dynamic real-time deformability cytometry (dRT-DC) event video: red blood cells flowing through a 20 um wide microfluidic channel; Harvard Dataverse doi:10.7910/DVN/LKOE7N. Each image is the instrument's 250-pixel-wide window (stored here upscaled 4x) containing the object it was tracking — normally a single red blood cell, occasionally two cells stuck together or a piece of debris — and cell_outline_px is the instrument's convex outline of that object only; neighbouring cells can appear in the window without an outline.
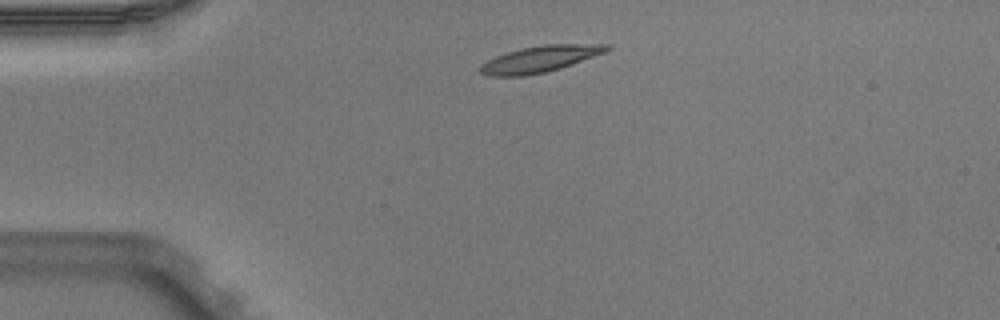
{"species": "Egyptian fruit bat (a non-hibernating species)", "species_latin": "Rousettus aegyptiacus", "temperature_condition": "warm", "stored_images_in_passage": 2, "camera_frame_rate_fps": 3000, "um_per_image_px": 0.085, "animal": {"sex": "male"}, "frame": {"image": 1, "passage_image": 1, "time_ms": 0.0, "image_size_px": [1000, 320], "cell_outline_px": [[612, 48], [604, 52], [572, 64], [560, 68], [544, 72], [524, 76], [488, 76], [480, 72], [480, 64], [496, 56], [520, 48], [544, 44], [612, 44]], "centroid_in_image_um": [45.89, 5.01], "position_along_channel_um": 39.1, "area_um2": 19.31}}